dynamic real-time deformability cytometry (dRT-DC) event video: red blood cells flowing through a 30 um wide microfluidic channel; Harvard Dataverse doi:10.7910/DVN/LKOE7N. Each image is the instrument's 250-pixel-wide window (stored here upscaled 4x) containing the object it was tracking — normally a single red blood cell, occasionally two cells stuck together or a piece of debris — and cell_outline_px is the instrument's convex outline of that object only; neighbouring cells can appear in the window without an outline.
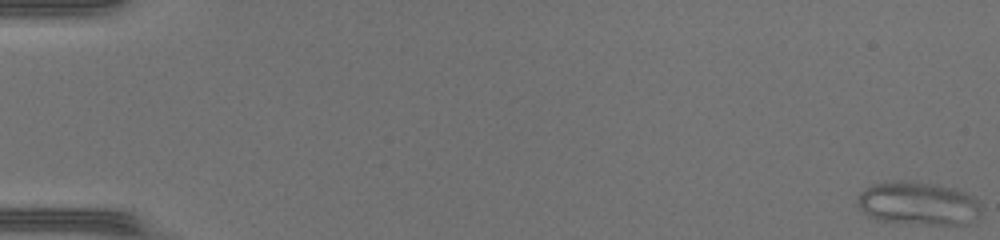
{"species": "common noctule bat (a hibernating species)", "species_latin": "Nyctalus noctula", "temperature_condition": "warm", "stored_images_in_passage": 49, "segment_of_instrument_passage": [1, 2], "camera_frame_rate_fps": 3000, "um_per_image_px": 0.085, "animal": {"sex": "female", "body_mass_g": 17.0, "forearm_length_mm": 48.0}, "frame": {"image": 1, "passage_image": 1, "time_ms": 0.0, "image_size_px": [1000, 240], "cell_outline_px": [[980, 216], [972, 224], [924, 224], [876, 220], [868, 216], [856, 204], [856, 200], [860, 192], [864, 188], [872, 184], [892, 180], [908, 180], [936, 184], [956, 188], [976, 196], [980, 204]], "centroid_in_image_um": [78.07, 17.28], "position_along_channel_um": 6.9, "area_um2": 31.96}}